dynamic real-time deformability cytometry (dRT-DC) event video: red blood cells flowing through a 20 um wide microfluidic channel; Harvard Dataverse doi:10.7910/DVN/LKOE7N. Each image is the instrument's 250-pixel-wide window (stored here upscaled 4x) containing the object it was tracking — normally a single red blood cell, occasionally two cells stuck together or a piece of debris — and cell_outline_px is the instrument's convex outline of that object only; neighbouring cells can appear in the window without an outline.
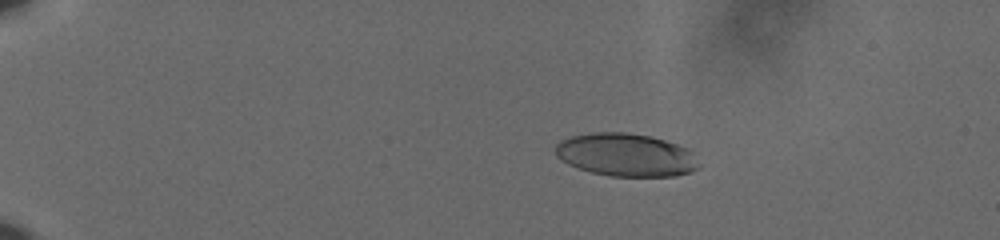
{"species": "human", "species_latin": "Homo sapiens", "temperature_condition": "cold", "stored_images_in_passage": 61, "camera_frame_rate_fps": 3000, "um_per_image_px": 0.085, "donor": {"sex": "male"}, "frame": {"image": 1, "passage_image": 14, "time_ms": 4.333, "image_size_px": [1000, 240], "cell_outline_px": [[700, 168], [692, 172], [676, 176], [612, 176], [592, 172], [568, 164], [560, 160], [556, 156], [556, 144], [560, 140], [572, 136], [592, 132], [628, 132], [648, 136], [664, 140], [688, 148], [692, 152]], "centroid_in_image_um": [53.21, 13.16], "position_along_channel_um": 31.8, "area_um2": 35.89}}
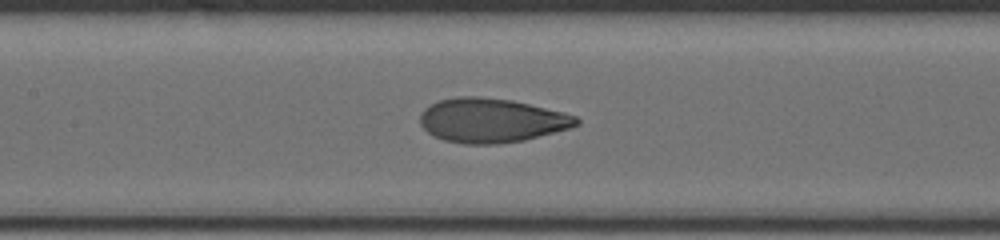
{"frame": {"image": 2, "passage_image": 33, "time_ms": 10.667, "image_size_px": [1000, 240], "cell_outline_px": [[580, 124], [572, 128], [524, 140], [496, 144], [464, 144], [444, 140], [428, 132], [420, 124], [420, 116], [424, 108], [440, 100], [456, 96], [476, 96], [512, 100], [564, 112], [576, 116], [580, 120]], "centroid_in_image_um": [41.8, 10.23], "position_along_channel_um": 165.6, "area_um2": 40.34}}
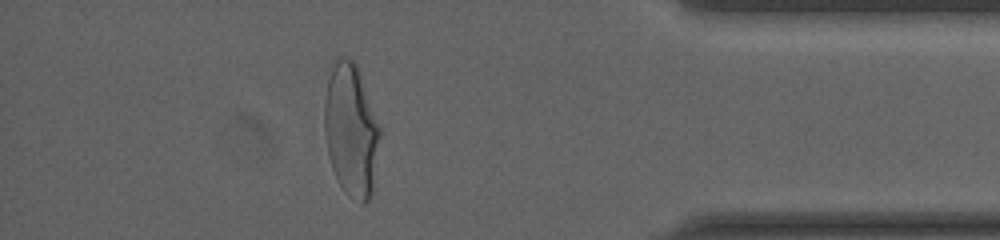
{"frame": {"image": 3, "passage_image": 55, "time_ms": 18.0, "image_size_px": [1000, 240], "cell_outline_px": [[380, 136], [372, 192], [368, 200], [364, 204], [360, 204], [348, 196], [336, 180], [332, 168], [328, 152], [324, 132], [324, 100], [332, 60], [336, 56], [340, 56], [352, 60], [356, 64], [380, 128]], "centroid_in_image_um": [29.81, 11.07], "position_along_channel_um": 405.4, "area_um2": 42.89}, "authors_computed_cell_mechanics": {"area_um2": 39.304, "velocity_mm_per_s": 3.6328, "shape_relaxation_time_tau1_ms": 5.0741, "shape_relaxation_time_tau2_ms": 0.8366, "deformation_change_tau1": 0.1986, "deformation_change_tau2": 0.0597}}